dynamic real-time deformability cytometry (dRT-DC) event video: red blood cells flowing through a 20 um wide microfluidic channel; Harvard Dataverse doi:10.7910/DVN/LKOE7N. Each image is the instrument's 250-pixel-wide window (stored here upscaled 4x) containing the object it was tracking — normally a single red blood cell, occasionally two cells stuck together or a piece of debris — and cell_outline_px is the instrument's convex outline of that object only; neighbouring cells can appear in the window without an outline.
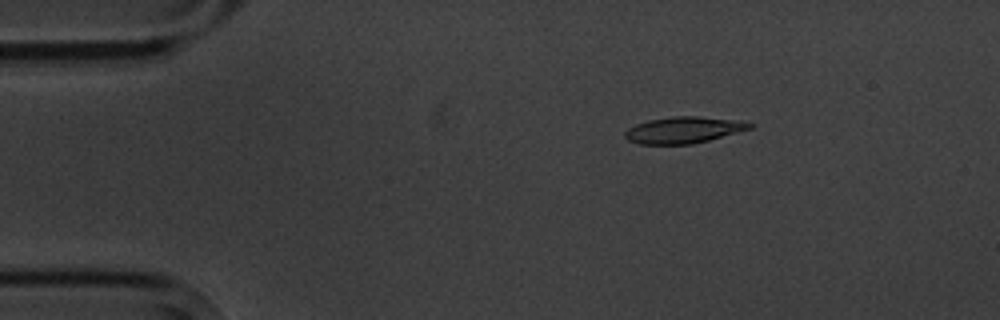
{"species": "common noctule bat (a hibernating species)", "species_latin": "Nyctalus noctula", "temperature_condition": "cold", "stored_images_in_passage": 3, "camera_frame_rate_fps": 3000, "um_per_image_px": 0.085, "animal": {"sex": "male", "body_mass_g": 20.1, "forearm_length_mm": 53.5}, "frame": {"image": 1, "passage_image": 1, "time_ms": 0.0, "image_size_px": [1000, 320], "cell_outline_px": [[756, 124], [752, 128], [708, 140], [692, 144], [640, 144], [628, 140], [624, 136], [624, 132], [628, 128], [636, 124], [648, 120], [672, 116], [696, 116], [740, 120]], "centroid_in_image_um": [58.11, 11.04], "position_along_channel_um": 26.9, "area_um2": 19.25}}